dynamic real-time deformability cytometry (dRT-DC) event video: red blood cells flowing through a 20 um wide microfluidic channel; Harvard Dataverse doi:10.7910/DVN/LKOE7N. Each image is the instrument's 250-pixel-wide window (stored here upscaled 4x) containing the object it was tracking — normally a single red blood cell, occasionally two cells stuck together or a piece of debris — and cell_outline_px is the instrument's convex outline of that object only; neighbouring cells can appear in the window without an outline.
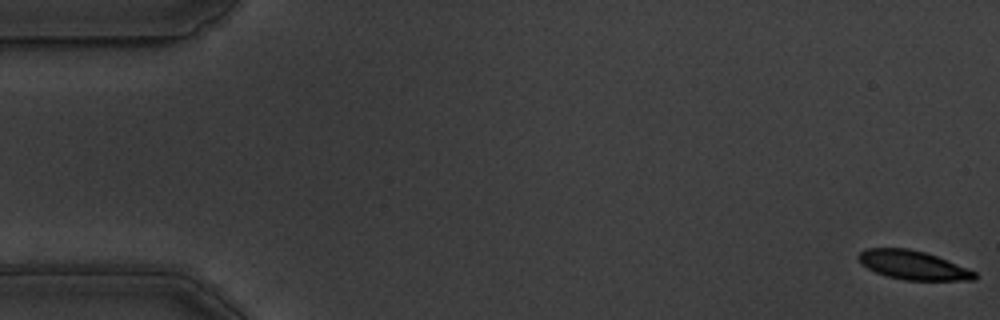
{"species": "common noctule bat (a hibernating species)", "species_latin": "Nyctalus noctula", "temperature_condition": "warm", "stored_images_in_passage": 57, "camera_frame_rate_fps": 3000, "um_per_image_px": 0.085, "animal": {"sex": "male", "body_mass_g": 19.5, "forearm_length_mm": 54.6}, "frame": {"image": 1, "passage_image": 1, "time_ms": 0.0, "image_size_px": [1000, 320], "cell_outline_px": [[976, 280], [904, 280], [888, 276], [876, 272], [860, 264], [856, 256], [864, 248], [908, 248], [924, 252], [936, 256], [976, 272]], "centroid_in_image_um": [77.55, 22.53], "position_along_channel_um": 7.4, "area_um2": 19.42}}
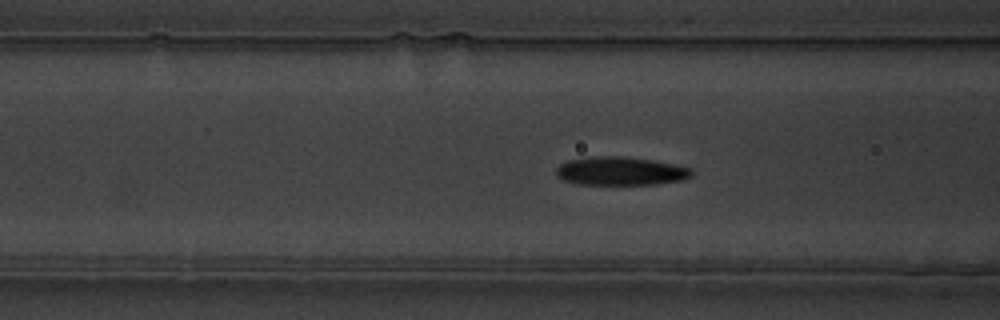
{"frame": {"image": 2, "passage_image": 22, "time_ms": 7.0, "image_size_px": [1000, 320], "cell_outline_px": [[692, 176], [684, 180], [656, 184], [580, 184], [564, 180], [556, 176], [556, 168], [560, 164], [568, 160], [592, 156], [620, 156], [652, 160], [692, 168]], "centroid_in_image_um": [52.74, 14.54], "position_along_channel_um": 113.9, "area_um2": 22.43}}
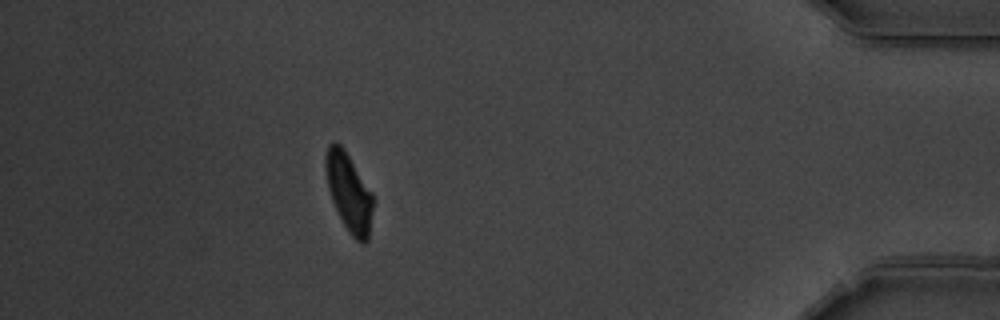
{"frame": {"image": 3, "passage_image": 51, "time_ms": 16.667, "image_size_px": [1000, 320], "cell_outline_px": [[372, 212], [368, 240], [364, 244], [360, 244], [348, 232], [332, 200], [328, 188], [324, 168], [324, 156], [328, 144], [340, 144], [344, 148], [372, 192]], "centroid_in_image_um": [29.64, 16.34], "position_along_channel_um": 405.6, "area_um2": 21.5}, "authors_computed_cell_mechanics": {"area_um2": 21.7328, "velocity_mm_per_s": 3.5361, "shape_relaxation_time_tau1_ms": 3.6656, "shape_relaxation_time_tau2_ms": 1.6868, "deformation_change_tau1": 0.1643, "deformation_change_tau2": 0.0762}}